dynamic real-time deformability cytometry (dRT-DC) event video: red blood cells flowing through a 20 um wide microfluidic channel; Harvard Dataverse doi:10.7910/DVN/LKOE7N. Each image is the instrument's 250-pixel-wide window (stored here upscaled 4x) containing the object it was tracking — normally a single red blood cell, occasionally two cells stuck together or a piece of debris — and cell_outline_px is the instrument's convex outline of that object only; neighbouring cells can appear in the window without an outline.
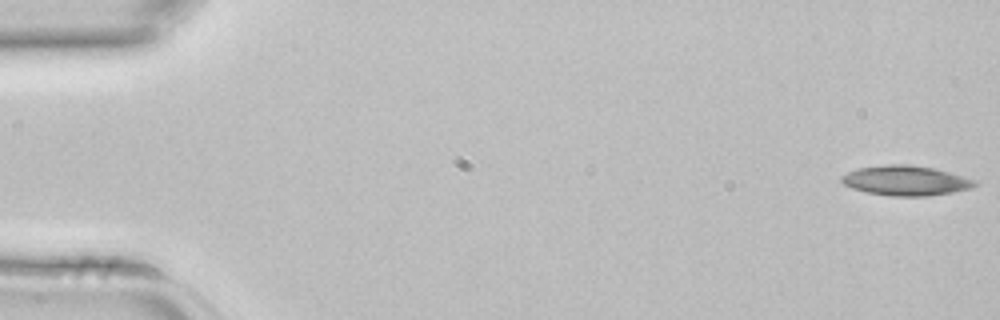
{"species": "common noctule bat (a hibernating species)", "species_latin": "Nyctalus noctula", "temperature_condition": "room temperature", "stored_images_in_passage": 4, "segment_of_instrument_passage": [1, 2], "camera_frame_rate_fps": 3000, "um_per_image_px": 0.085, "animal": {"sex": "female", "body_mass_g": 22.7, "forearm_length_mm": 54.2}, "frame": {"image": 1, "passage_image": 1, "time_ms": 0.0, "image_size_px": [1000, 320], "cell_outline_px": [[976, 184], [972, 188], [952, 192], [928, 196], [892, 196], [868, 192], [852, 188], [844, 184], [840, 180], [840, 176], [848, 172], [860, 168], [884, 164], [908, 164], [936, 168], [964, 176], [976, 180]], "centroid_in_image_um": [77.0, 15.34], "position_along_channel_um": 8.0, "area_um2": 23.24}}
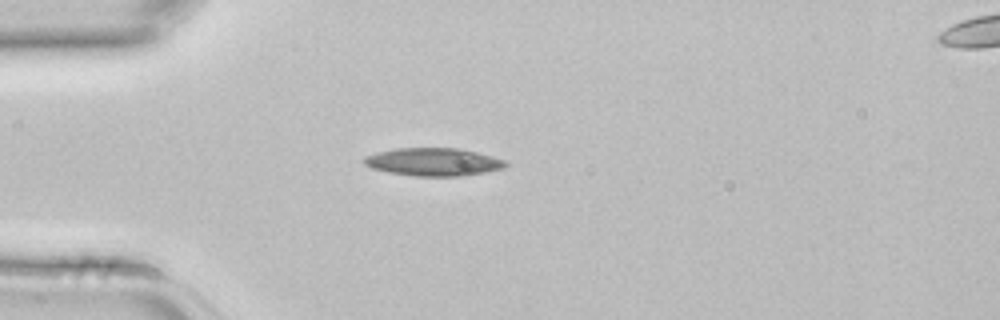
{"frame": {"image": 2, "passage_image": 3, "time_ms": 0.667, "image_size_px": [1000, 320], "cell_outline_px": [[508, 164], [504, 168], [464, 176], [412, 176], [388, 172], [372, 168], [364, 164], [360, 160], [364, 156], [396, 148], [460, 148], [508, 160]], "centroid_in_image_um": [36.84, 13.76], "position_along_channel_um": 48.2, "area_um2": 23.18}}